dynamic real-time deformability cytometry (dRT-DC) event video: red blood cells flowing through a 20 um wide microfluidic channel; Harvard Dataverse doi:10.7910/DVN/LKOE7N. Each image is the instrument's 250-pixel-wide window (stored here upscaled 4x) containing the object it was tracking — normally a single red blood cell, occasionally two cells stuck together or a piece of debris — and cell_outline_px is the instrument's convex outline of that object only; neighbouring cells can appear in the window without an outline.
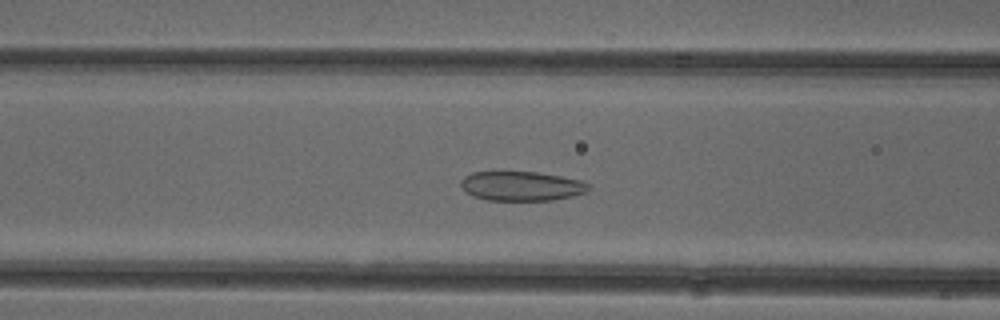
{"species": "common noctule bat (a hibernating species)", "species_latin": "Nyctalus noctula", "temperature_condition": "cold", "stored_images_in_passage": 52, "camera_frame_rate_fps": 3000, "um_per_image_px": 0.085, "animal": {"sex": "female"}, "frame": {"image": 1, "passage_image": 20, "time_ms": 6.333, "image_size_px": [1000, 320], "cell_outline_px": [[588, 192], [572, 196], [552, 200], [488, 200], [472, 196], [464, 192], [460, 184], [460, 180], [464, 176], [472, 172], [536, 172], [560, 176], [580, 180], [588, 184]], "centroid_in_image_um": [44.28, 15.82], "position_along_channel_um": 122.3, "area_um2": 21.91}}
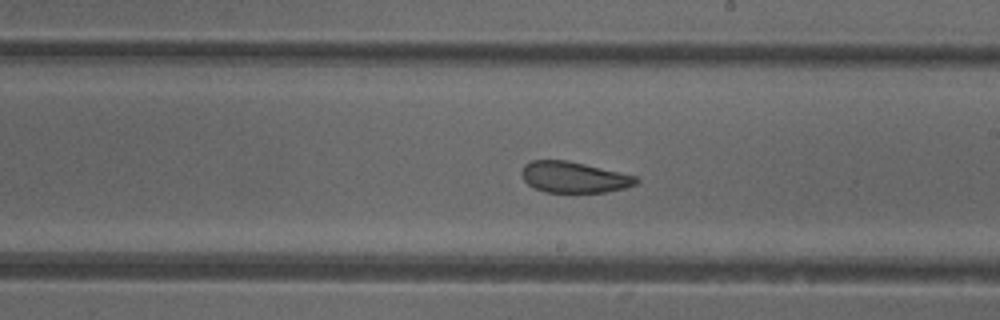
{"frame": {"image": 2, "passage_image": 29, "time_ms": 9.333, "image_size_px": [1000, 320], "cell_outline_px": [[640, 180], [636, 184], [624, 188], [604, 192], [544, 192], [528, 184], [524, 180], [520, 172], [524, 164], [532, 160], [568, 160], [636, 176]], "centroid_in_image_um": [48.76, 15.05], "position_along_channel_um": 240.2, "area_um2": 20.63}}
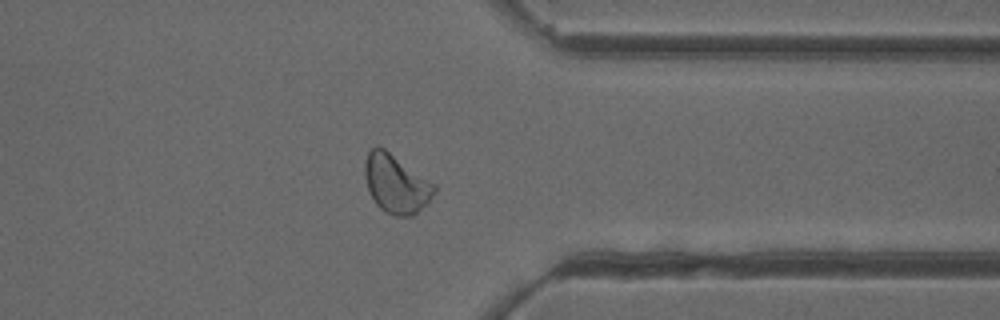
{"frame": {"image": 3, "passage_image": 40, "time_ms": 13.0, "image_size_px": [1000, 320], "cell_outline_px": [[436, 192], [412, 216], [392, 216], [380, 208], [376, 204], [368, 192], [364, 176], [364, 164], [368, 152], [376, 144], [384, 148], [436, 184]], "centroid_in_image_um": [33.63, 15.6], "position_along_channel_um": 377.8, "area_um2": 23.76}, "authors_computed_cell_mechanics": {"area_um2": 23.7558, "velocity_mm_per_s": 3.9318, "shape_relaxation_time_tau1_ms": null, "shape_relaxation_time_tau2_ms": 1.4391, "deformation_change_tau1": null, "deformation_change_tau2": 0.069}}